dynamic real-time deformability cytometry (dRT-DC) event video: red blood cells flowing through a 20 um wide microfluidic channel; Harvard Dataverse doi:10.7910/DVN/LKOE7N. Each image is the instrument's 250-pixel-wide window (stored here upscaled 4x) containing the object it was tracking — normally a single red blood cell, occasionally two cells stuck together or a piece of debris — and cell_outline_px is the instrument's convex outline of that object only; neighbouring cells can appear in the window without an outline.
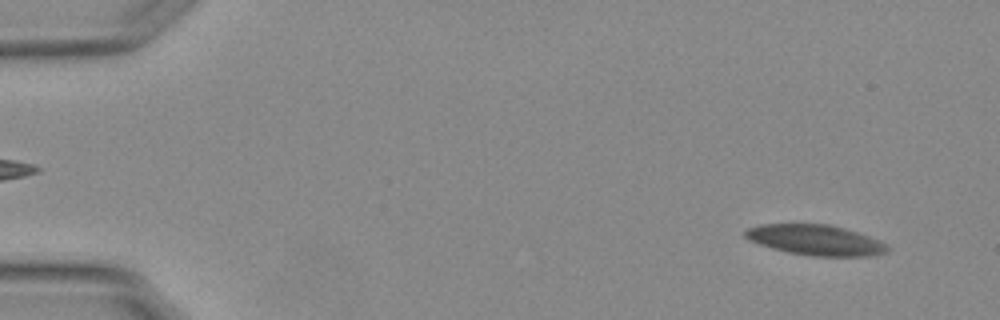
{"species": "Egyptian fruit bat (a non-hibernating species)", "species_latin": "Rousettus aegyptiacus", "temperature_condition": "warm", "stored_images_in_passage": 60, "camera_frame_rate_fps": 3000, "um_per_image_px": 0.085, "animal": {"sex": "female"}, "frame": {"image": 1, "passage_image": 5, "time_ms": 1.333, "image_size_px": [1000, 320], "cell_outline_px": [[888, 252], [872, 256], [812, 256], [788, 252], [772, 248], [748, 240], [744, 236], [744, 232], [748, 228], [760, 224], [828, 224], [844, 228], [880, 240], [888, 248]], "centroid_in_image_um": [69.3, 20.4], "position_along_channel_um": 15.7, "area_um2": 25.09}}
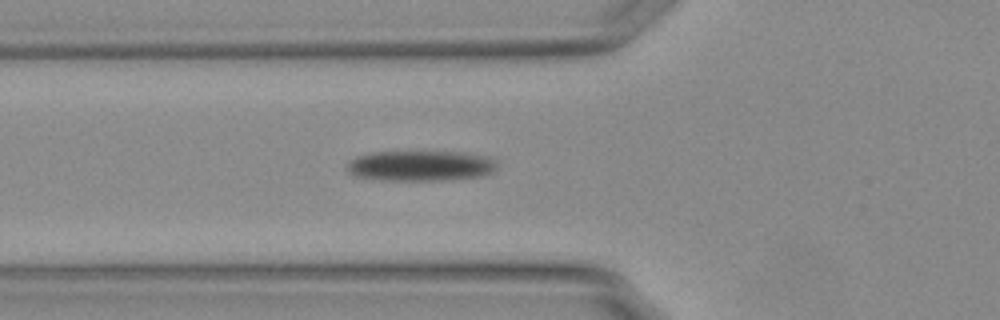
{"frame": {"image": 2, "passage_image": 22, "time_ms": 7.0, "image_size_px": [1000, 320], "cell_outline_px": [[496, 168], [492, 172], [480, 176], [432, 180], [384, 180], [352, 176], [348, 172], [348, 160], [356, 156], [368, 152], [468, 152], [492, 156], [496, 164]], "centroid_in_image_um": [35.72, 14.07], "position_along_channel_um": 90.1, "area_um2": 26.7}}
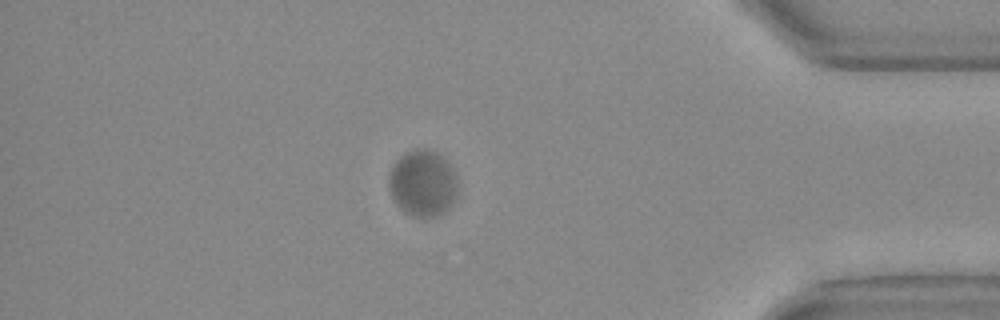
{"frame": {"image": 3, "passage_image": 52, "time_ms": 17.0, "image_size_px": [1000, 320], "cell_outline_px": [[456, 196], [452, 204], [444, 212], [432, 216], [420, 216], [408, 212], [400, 208], [392, 196], [388, 184], [392, 168], [396, 160], [400, 156], [416, 148], [428, 148], [440, 156], [452, 168], [456, 176]], "centroid_in_image_um": [35.94, 15.55], "position_along_channel_um": 399.3, "area_um2": 25.95}, "authors_computed_cell_mechanics": {"area_um2": 26.8481, "velocity_mm_per_s": 3.4429, "shape_relaxation_time_tau1_ms": 2.6354, "shape_relaxation_time_tau2_ms": null, "deformation_change_tau1": 0.1333, "deformation_change_tau2": null}}